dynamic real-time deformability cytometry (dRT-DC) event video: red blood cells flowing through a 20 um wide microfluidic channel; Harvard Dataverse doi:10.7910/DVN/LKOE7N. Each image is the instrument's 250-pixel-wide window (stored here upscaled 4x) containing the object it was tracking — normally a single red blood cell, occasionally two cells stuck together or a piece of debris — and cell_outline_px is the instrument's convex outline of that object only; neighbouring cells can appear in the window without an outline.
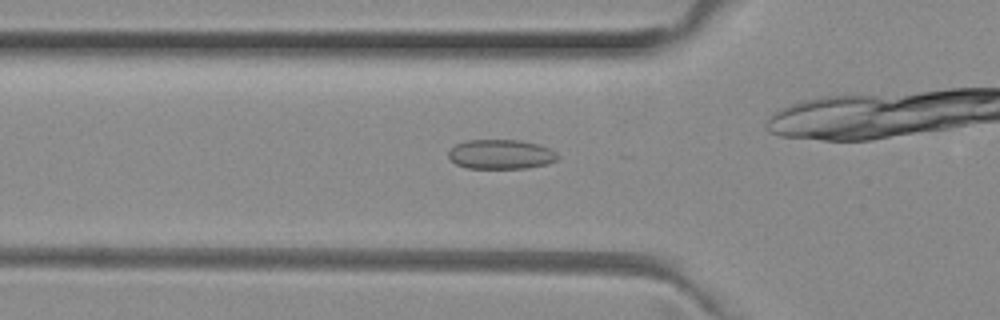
{"species": "common noctule bat (a hibernating species)", "species_latin": "Nyctalus noctula", "temperature_condition": "room temperature", "stored_images_in_passage": 40, "camera_frame_rate_fps": 3000, "um_per_image_px": 0.085, "animal": {"sex": "female", "body_mass_g": 29.2, "forearm_length_mm": 56.3}, "frame": {"image": 1, "passage_image": 16, "time_ms": 5.0, "image_size_px": [1000, 320], "cell_outline_px": [[560, 156], [556, 160], [548, 164], [528, 168], [468, 168], [456, 164], [448, 156], [448, 152], [456, 144], [468, 140], [520, 140], [536, 144], [548, 148], [556, 152]], "centroid_in_image_um": [42.59, 13.12], "position_along_channel_um": 83.2, "area_um2": 18.73}}
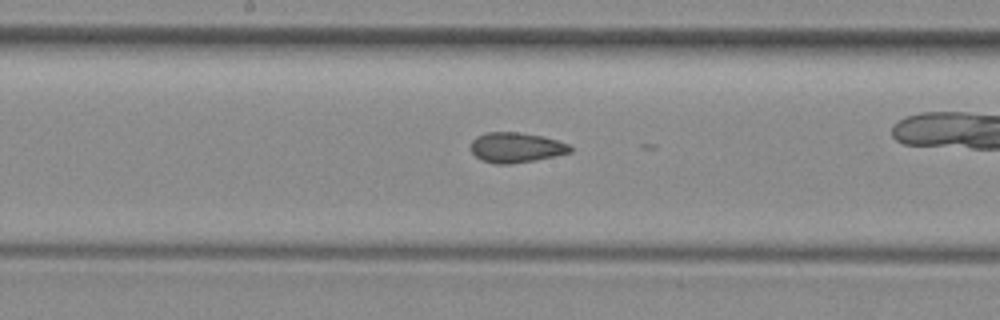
{"frame": {"image": 2, "passage_image": 25, "time_ms": 8.0, "image_size_px": [1000, 320], "cell_outline_px": [[572, 152], [512, 164], [496, 164], [480, 160], [472, 152], [472, 140], [476, 136], [488, 132], [516, 132], [544, 136], [568, 144], [572, 148]], "centroid_in_image_um": [43.84, 12.53], "position_along_channel_um": 204.4, "area_um2": 17.28}}
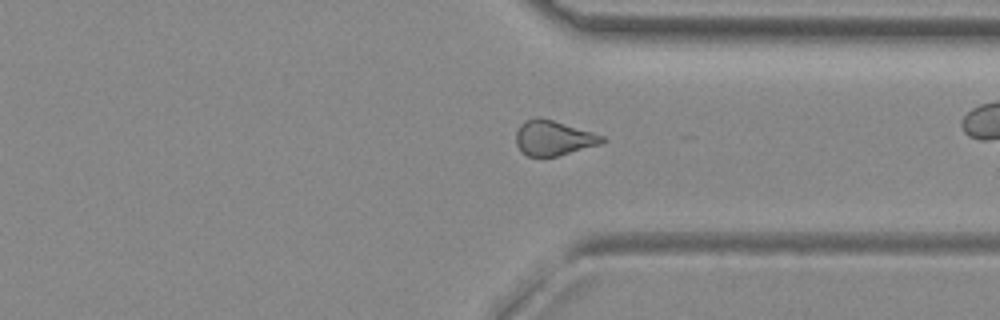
{"frame": {"image": 3, "passage_image": 37, "time_ms": 12.0, "image_size_px": [1000, 320], "cell_outline_px": [[608, 140], [600, 144], [556, 156], [528, 156], [520, 152], [516, 144], [516, 132], [520, 124], [524, 120], [536, 116], [540, 116], [592, 132], [604, 136]], "centroid_in_image_um": [47.01, 11.71], "position_along_channel_um": 364.4, "area_um2": 17.63}}